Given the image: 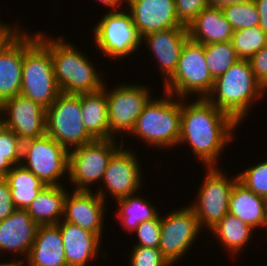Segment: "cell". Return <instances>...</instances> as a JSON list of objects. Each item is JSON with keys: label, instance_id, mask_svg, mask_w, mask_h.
Wrapping results in <instances>:
<instances>
[{"label": "cell", "instance_id": "14", "mask_svg": "<svg viewBox=\"0 0 267 266\" xmlns=\"http://www.w3.org/2000/svg\"><path fill=\"white\" fill-rule=\"evenodd\" d=\"M119 148L110 158L103 176L102 188L96 192L104 201L106 193L115 200L137 194L142 185V171L136 153L132 150ZM105 188L106 190H104Z\"/></svg>", "mask_w": 267, "mask_h": 266}, {"label": "cell", "instance_id": "46", "mask_svg": "<svg viewBox=\"0 0 267 266\" xmlns=\"http://www.w3.org/2000/svg\"><path fill=\"white\" fill-rule=\"evenodd\" d=\"M267 229V198H265V207H264V219H263V228Z\"/></svg>", "mask_w": 267, "mask_h": 266}, {"label": "cell", "instance_id": "41", "mask_svg": "<svg viewBox=\"0 0 267 266\" xmlns=\"http://www.w3.org/2000/svg\"><path fill=\"white\" fill-rule=\"evenodd\" d=\"M12 27L6 23H1L0 21V53L4 50V48L20 33L18 25H14Z\"/></svg>", "mask_w": 267, "mask_h": 266}, {"label": "cell", "instance_id": "42", "mask_svg": "<svg viewBox=\"0 0 267 266\" xmlns=\"http://www.w3.org/2000/svg\"><path fill=\"white\" fill-rule=\"evenodd\" d=\"M259 12V27L267 35V0H253Z\"/></svg>", "mask_w": 267, "mask_h": 266}, {"label": "cell", "instance_id": "28", "mask_svg": "<svg viewBox=\"0 0 267 266\" xmlns=\"http://www.w3.org/2000/svg\"><path fill=\"white\" fill-rule=\"evenodd\" d=\"M210 231L220 242L219 245H223L226 250L228 249L227 251L237 254L251 241L254 229L236 216L227 213Z\"/></svg>", "mask_w": 267, "mask_h": 266}, {"label": "cell", "instance_id": "8", "mask_svg": "<svg viewBox=\"0 0 267 266\" xmlns=\"http://www.w3.org/2000/svg\"><path fill=\"white\" fill-rule=\"evenodd\" d=\"M81 114V94L60 93L46 109V134L67 150L92 142Z\"/></svg>", "mask_w": 267, "mask_h": 266}, {"label": "cell", "instance_id": "9", "mask_svg": "<svg viewBox=\"0 0 267 266\" xmlns=\"http://www.w3.org/2000/svg\"><path fill=\"white\" fill-rule=\"evenodd\" d=\"M21 165L45 185L61 186L58 180L68 173L69 150L47 134L28 139L23 141Z\"/></svg>", "mask_w": 267, "mask_h": 266}, {"label": "cell", "instance_id": "38", "mask_svg": "<svg viewBox=\"0 0 267 266\" xmlns=\"http://www.w3.org/2000/svg\"><path fill=\"white\" fill-rule=\"evenodd\" d=\"M15 210L9 183L4 177H0V222L9 217Z\"/></svg>", "mask_w": 267, "mask_h": 266}, {"label": "cell", "instance_id": "16", "mask_svg": "<svg viewBox=\"0 0 267 266\" xmlns=\"http://www.w3.org/2000/svg\"><path fill=\"white\" fill-rule=\"evenodd\" d=\"M92 191L67 192L64 201V222H69L103 237L105 201Z\"/></svg>", "mask_w": 267, "mask_h": 266}, {"label": "cell", "instance_id": "23", "mask_svg": "<svg viewBox=\"0 0 267 266\" xmlns=\"http://www.w3.org/2000/svg\"><path fill=\"white\" fill-rule=\"evenodd\" d=\"M234 29L222 9L206 7L188 27L189 38L201 44L232 40Z\"/></svg>", "mask_w": 267, "mask_h": 266}, {"label": "cell", "instance_id": "45", "mask_svg": "<svg viewBox=\"0 0 267 266\" xmlns=\"http://www.w3.org/2000/svg\"><path fill=\"white\" fill-rule=\"evenodd\" d=\"M25 260H19V261H15V262H6V263H2L0 264V266H24V264H26L24 262Z\"/></svg>", "mask_w": 267, "mask_h": 266}, {"label": "cell", "instance_id": "24", "mask_svg": "<svg viewBox=\"0 0 267 266\" xmlns=\"http://www.w3.org/2000/svg\"><path fill=\"white\" fill-rule=\"evenodd\" d=\"M106 85L95 92L81 94V117L94 139H110Z\"/></svg>", "mask_w": 267, "mask_h": 266}, {"label": "cell", "instance_id": "7", "mask_svg": "<svg viewBox=\"0 0 267 266\" xmlns=\"http://www.w3.org/2000/svg\"><path fill=\"white\" fill-rule=\"evenodd\" d=\"M123 136H120V146L115 142L116 138L95 139L69 150L68 177L72 186L76 187L74 190L91 191V184L101 183L110 158L124 145Z\"/></svg>", "mask_w": 267, "mask_h": 266}, {"label": "cell", "instance_id": "39", "mask_svg": "<svg viewBox=\"0 0 267 266\" xmlns=\"http://www.w3.org/2000/svg\"><path fill=\"white\" fill-rule=\"evenodd\" d=\"M23 141L2 122L0 123V151H22Z\"/></svg>", "mask_w": 267, "mask_h": 266}, {"label": "cell", "instance_id": "29", "mask_svg": "<svg viewBox=\"0 0 267 266\" xmlns=\"http://www.w3.org/2000/svg\"><path fill=\"white\" fill-rule=\"evenodd\" d=\"M115 201H117V205L119 204L117 216L120 218L121 225L129 232L132 231V233L140 223L156 219L160 215L155 206L136 194Z\"/></svg>", "mask_w": 267, "mask_h": 266}, {"label": "cell", "instance_id": "17", "mask_svg": "<svg viewBox=\"0 0 267 266\" xmlns=\"http://www.w3.org/2000/svg\"><path fill=\"white\" fill-rule=\"evenodd\" d=\"M134 25L141 37L157 31L182 26L175 10V0H126Z\"/></svg>", "mask_w": 267, "mask_h": 266}, {"label": "cell", "instance_id": "37", "mask_svg": "<svg viewBox=\"0 0 267 266\" xmlns=\"http://www.w3.org/2000/svg\"><path fill=\"white\" fill-rule=\"evenodd\" d=\"M255 79L267 90V44L249 60Z\"/></svg>", "mask_w": 267, "mask_h": 266}, {"label": "cell", "instance_id": "13", "mask_svg": "<svg viewBox=\"0 0 267 266\" xmlns=\"http://www.w3.org/2000/svg\"><path fill=\"white\" fill-rule=\"evenodd\" d=\"M138 84H122L109 91L106 88L108 100V116L110 138H116L117 133H130L137 118L152 98L151 90Z\"/></svg>", "mask_w": 267, "mask_h": 266}, {"label": "cell", "instance_id": "40", "mask_svg": "<svg viewBox=\"0 0 267 266\" xmlns=\"http://www.w3.org/2000/svg\"><path fill=\"white\" fill-rule=\"evenodd\" d=\"M22 151H0V177H5L15 165H20Z\"/></svg>", "mask_w": 267, "mask_h": 266}, {"label": "cell", "instance_id": "34", "mask_svg": "<svg viewBox=\"0 0 267 266\" xmlns=\"http://www.w3.org/2000/svg\"><path fill=\"white\" fill-rule=\"evenodd\" d=\"M130 266H171L159 248L134 246Z\"/></svg>", "mask_w": 267, "mask_h": 266}, {"label": "cell", "instance_id": "25", "mask_svg": "<svg viewBox=\"0 0 267 266\" xmlns=\"http://www.w3.org/2000/svg\"><path fill=\"white\" fill-rule=\"evenodd\" d=\"M66 186L46 185L26 209L38 225L58 224L64 216Z\"/></svg>", "mask_w": 267, "mask_h": 266}, {"label": "cell", "instance_id": "21", "mask_svg": "<svg viewBox=\"0 0 267 266\" xmlns=\"http://www.w3.org/2000/svg\"><path fill=\"white\" fill-rule=\"evenodd\" d=\"M26 260L27 266H67L58 224L38 226Z\"/></svg>", "mask_w": 267, "mask_h": 266}, {"label": "cell", "instance_id": "44", "mask_svg": "<svg viewBox=\"0 0 267 266\" xmlns=\"http://www.w3.org/2000/svg\"><path fill=\"white\" fill-rule=\"evenodd\" d=\"M99 2L103 3V5L108 6L111 10L110 11H117L119 7L126 2V0H98ZM118 8V9H117Z\"/></svg>", "mask_w": 267, "mask_h": 266}, {"label": "cell", "instance_id": "18", "mask_svg": "<svg viewBox=\"0 0 267 266\" xmlns=\"http://www.w3.org/2000/svg\"><path fill=\"white\" fill-rule=\"evenodd\" d=\"M144 38V39H143ZM189 38L187 27H174L149 33L142 37L159 62L165 84L175 73L185 41Z\"/></svg>", "mask_w": 267, "mask_h": 266}, {"label": "cell", "instance_id": "4", "mask_svg": "<svg viewBox=\"0 0 267 266\" xmlns=\"http://www.w3.org/2000/svg\"><path fill=\"white\" fill-rule=\"evenodd\" d=\"M28 34V35H27ZM24 31V59L20 95L49 108L61 93L54 74L50 49L38 38V33Z\"/></svg>", "mask_w": 267, "mask_h": 266}, {"label": "cell", "instance_id": "33", "mask_svg": "<svg viewBox=\"0 0 267 266\" xmlns=\"http://www.w3.org/2000/svg\"><path fill=\"white\" fill-rule=\"evenodd\" d=\"M238 181L256 195L267 198V160L241 171Z\"/></svg>", "mask_w": 267, "mask_h": 266}, {"label": "cell", "instance_id": "32", "mask_svg": "<svg viewBox=\"0 0 267 266\" xmlns=\"http://www.w3.org/2000/svg\"><path fill=\"white\" fill-rule=\"evenodd\" d=\"M222 11L234 31L259 25V12L254 1L231 4Z\"/></svg>", "mask_w": 267, "mask_h": 266}, {"label": "cell", "instance_id": "11", "mask_svg": "<svg viewBox=\"0 0 267 266\" xmlns=\"http://www.w3.org/2000/svg\"><path fill=\"white\" fill-rule=\"evenodd\" d=\"M94 27L96 46L105 56L127 57L137 51L142 43L138 28L134 25L130 12L109 11Z\"/></svg>", "mask_w": 267, "mask_h": 266}, {"label": "cell", "instance_id": "26", "mask_svg": "<svg viewBox=\"0 0 267 266\" xmlns=\"http://www.w3.org/2000/svg\"><path fill=\"white\" fill-rule=\"evenodd\" d=\"M264 207V197L256 195L239 181L235 183L230 193L228 213L256 231L257 227H263Z\"/></svg>", "mask_w": 267, "mask_h": 266}, {"label": "cell", "instance_id": "1", "mask_svg": "<svg viewBox=\"0 0 267 266\" xmlns=\"http://www.w3.org/2000/svg\"><path fill=\"white\" fill-rule=\"evenodd\" d=\"M184 100L182 98L178 145L187 142L198 161L201 160L205 167H216L223 148L233 139V131L239 124L206 98L188 104Z\"/></svg>", "mask_w": 267, "mask_h": 266}, {"label": "cell", "instance_id": "5", "mask_svg": "<svg viewBox=\"0 0 267 266\" xmlns=\"http://www.w3.org/2000/svg\"><path fill=\"white\" fill-rule=\"evenodd\" d=\"M163 95L165 97H163ZM162 98L153 97L137 118L129 135L157 148L175 147L181 134L182 98L175 100L171 93L165 92Z\"/></svg>", "mask_w": 267, "mask_h": 266}, {"label": "cell", "instance_id": "36", "mask_svg": "<svg viewBox=\"0 0 267 266\" xmlns=\"http://www.w3.org/2000/svg\"><path fill=\"white\" fill-rule=\"evenodd\" d=\"M206 7L207 0H175L177 19L187 28Z\"/></svg>", "mask_w": 267, "mask_h": 266}, {"label": "cell", "instance_id": "12", "mask_svg": "<svg viewBox=\"0 0 267 266\" xmlns=\"http://www.w3.org/2000/svg\"><path fill=\"white\" fill-rule=\"evenodd\" d=\"M161 237L159 250L172 265L182 258L202 230L194 210L188 205L160 216Z\"/></svg>", "mask_w": 267, "mask_h": 266}, {"label": "cell", "instance_id": "3", "mask_svg": "<svg viewBox=\"0 0 267 266\" xmlns=\"http://www.w3.org/2000/svg\"><path fill=\"white\" fill-rule=\"evenodd\" d=\"M266 92L255 79L249 61L239 59L214 80L206 99L240 124L248 115L253 101L262 98Z\"/></svg>", "mask_w": 267, "mask_h": 266}, {"label": "cell", "instance_id": "10", "mask_svg": "<svg viewBox=\"0 0 267 266\" xmlns=\"http://www.w3.org/2000/svg\"><path fill=\"white\" fill-rule=\"evenodd\" d=\"M206 176L197 193L194 204L189 205L195 212L200 228L212 229L229 210V198L238 175L231 180L216 167H206Z\"/></svg>", "mask_w": 267, "mask_h": 266}, {"label": "cell", "instance_id": "30", "mask_svg": "<svg viewBox=\"0 0 267 266\" xmlns=\"http://www.w3.org/2000/svg\"><path fill=\"white\" fill-rule=\"evenodd\" d=\"M205 45V62L213 80L224 74L239 57L234 50L232 41L210 43Z\"/></svg>", "mask_w": 267, "mask_h": 266}, {"label": "cell", "instance_id": "35", "mask_svg": "<svg viewBox=\"0 0 267 266\" xmlns=\"http://www.w3.org/2000/svg\"><path fill=\"white\" fill-rule=\"evenodd\" d=\"M135 231L139 241L134 246L159 248L161 237L160 215L156 219L140 223Z\"/></svg>", "mask_w": 267, "mask_h": 266}, {"label": "cell", "instance_id": "22", "mask_svg": "<svg viewBox=\"0 0 267 266\" xmlns=\"http://www.w3.org/2000/svg\"><path fill=\"white\" fill-rule=\"evenodd\" d=\"M24 59V31L0 53V104L20 95Z\"/></svg>", "mask_w": 267, "mask_h": 266}, {"label": "cell", "instance_id": "15", "mask_svg": "<svg viewBox=\"0 0 267 266\" xmlns=\"http://www.w3.org/2000/svg\"><path fill=\"white\" fill-rule=\"evenodd\" d=\"M1 122L22 141L46 134V109L22 95L1 104Z\"/></svg>", "mask_w": 267, "mask_h": 266}, {"label": "cell", "instance_id": "43", "mask_svg": "<svg viewBox=\"0 0 267 266\" xmlns=\"http://www.w3.org/2000/svg\"><path fill=\"white\" fill-rule=\"evenodd\" d=\"M253 0H207V7H213L217 9H223L231 4L246 3Z\"/></svg>", "mask_w": 267, "mask_h": 266}, {"label": "cell", "instance_id": "27", "mask_svg": "<svg viewBox=\"0 0 267 266\" xmlns=\"http://www.w3.org/2000/svg\"><path fill=\"white\" fill-rule=\"evenodd\" d=\"M4 178L9 183L16 209H27L41 189L46 186L36 175L21 164L13 166Z\"/></svg>", "mask_w": 267, "mask_h": 266}, {"label": "cell", "instance_id": "31", "mask_svg": "<svg viewBox=\"0 0 267 266\" xmlns=\"http://www.w3.org/2000/svg\"><path fill=\"white\" fill-rule=\"evenodd\" d=\"M232 44L239 59L249 60L267 44V35L259 26L235 30Z\"/></svg>", "mask_w": 267, "mask_h": 266}, {"label": "cell", "instance_id": "47", "mask_svg": "<svg viewBox=\"0 0 267 266\" xmlns=\"http://www.w3.org/2000/svg\"><path fill=\"white\" fill-rule=\"evenodd\" d=\"M0 123H1V104H0Z\"/></svg>", "mask_w": 267, "mask_h": 266}, {"label": "cell", "instance_id": "19", "mask_svg": "<svg viewBox=\"0 0 267 266\" xmlns=\"http://www.w3.org/2000/svg\"><path fill=\"white\" fill-rule=\"evenodd\" d=\"M38 226L26 209H16L0 222V253L5 251L19 253L25 256L26 261Z\"/></svg>", "mask_w": 267, "mask_h": 266}, {"label": "cell", "instance_id": "20", "mask_svg": "<svg viewBox=\"0 0 267 266\" xmlns=\"http://www.w3.org/2000/svg\"><path fill=\"white\" fill-rule=\"evenodd\" d=\"M58 226L63 239L67 266H87L90 260L96 258L102 238L63 220Z\"/></svg>", "mask_w": 267, "mask_h": 266}, {"label": "cell", "instance_id": "2", "mask_svg": "<svg viewBox=\"0 0 267 266\" xmlns=\"http://www.w3.org/2000/svg\"><path fill=\"white\" fill-rule=\"evenodd\" d=\"M44 36V32H38V38L51 51L55 80L61 93L79 95L103 87L102 76L87 55L75 49L72 43L66 42L63 36L57 40Z\"/></svg>", "mask_w": 267, "mask_h": 266}, {"label": "cell", "instance_id": "6", "mask_svg": "<svg viewBox=\"0 0 267 266\" xmlns=\"http://www.w3.org/2000/svg\"><path fill=\"white\" fill-rule=\"evenodd\" d=\"M214 84L212 75L205 62V45L188 38L182 48L174 75L164 84L165 92L186 98L198 95L206 98Z\"/></svg>", "mask_w": 267, "mask_h": 266}]
</instances>
